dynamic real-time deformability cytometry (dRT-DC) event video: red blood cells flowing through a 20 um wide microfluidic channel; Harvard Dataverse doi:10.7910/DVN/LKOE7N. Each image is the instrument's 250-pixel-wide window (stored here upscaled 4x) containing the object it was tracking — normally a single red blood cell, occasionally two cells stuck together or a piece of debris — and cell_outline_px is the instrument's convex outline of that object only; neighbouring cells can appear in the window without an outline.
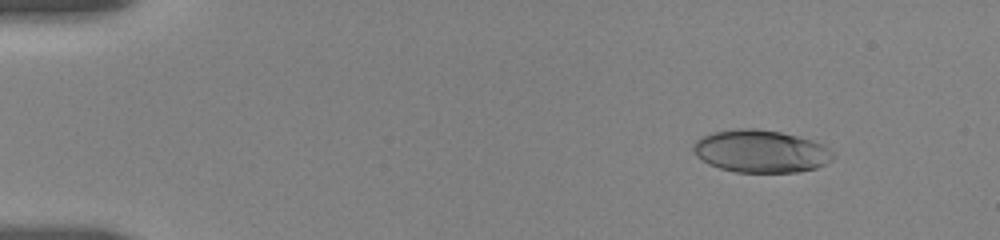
{"species": "human", "species_latin": "Homo sapiens", "temperature_condition": "room temperature", "stored_images_in_passage": 18, "camera_frame_rate_fps": 3000, "um_per_image_px": 0.085, "donor": {"sex": "female"}, "frame": {"image": 1, "passage_image": 3, "time_ms": 2.0, "image_size_px": [1000, 240], "cell_outline_px": [[832, 160], [816, 168], [796, 172], [736, 172], [720, 168], [708, 164], [700, 160], [692, 152], [692, 144], [696, 140], [712, 132], [740, 128], [756, 128], [780, 132], [812, 140], [824, 144], [832, 152]], "centroid_in_image_um": [64.62, 12.86], "position_along_channel_um": 20.4, "area_um2": 34.74}}
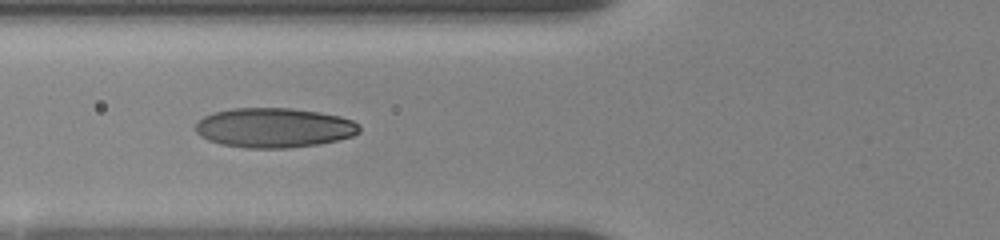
{"frame": {"image": 2, "passage_image": 9, "time_ms": 7.0, "image_size_px": [1000, 240], "cell_outline_px": [[360, 132], [352, 136], [320, 144], [288, 148], [248, 148], [220, 144], [208, 140], [200, 136], [196, 132], [196, 124], [204, 116], [212, 112], [232, 108], [292, 108], [320, 112], [340, 116], [352, 120], [360, 128]], "centroid_in_image_um": [23.28, 10.85], "position_along_channel_um": 102.5, "area_um2": 37.97}}
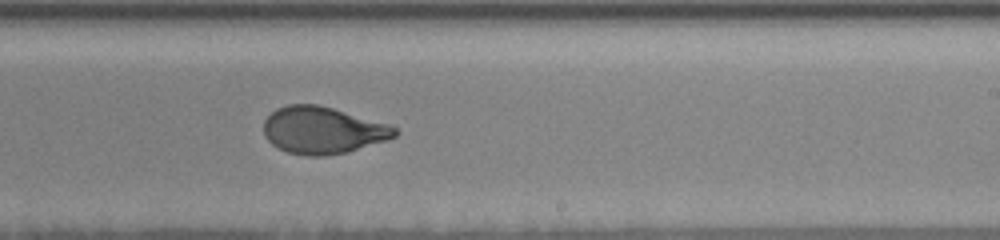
{"frame": {"image": 3, "passage_image": 18, "time_ms": 11.333, "image_size_px": [1000, 240], "cell_outline_px": [[400, 132], [396, 136], [348, 152], [324, 156], [308, 156], [288, 152], [272, 144], [264, 136], [264, 120], [276, 108], [288, 104], [316, 104], [332, 108], [392, 124]], "centroid_in_image_um": [27.44, 11.06], "position_along_channel_um": 261.6, "area_um2": 35.95}}